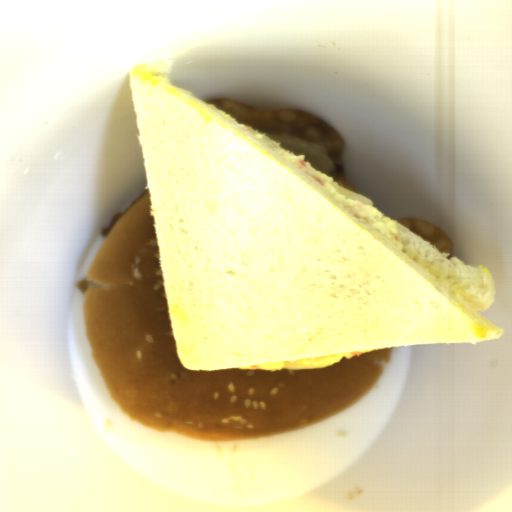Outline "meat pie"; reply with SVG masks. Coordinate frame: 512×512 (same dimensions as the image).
Masks as SVG:
<instances>
[{"label":"meat pie","instance_id":"obj_1","mask_svg":"<svg viewBox=\"0 0 512 512\" xmlns=\"http://www.w3.org/2000/svg\"><path fill=\"white\" fill-rule=\"evenodd\" d=\"M127 212H119L111 221L108 227L104 228L101 232V237L106 240L107 235L111 232V230L117 225V223L123 218V216Z\"/></svg>","mask_w":512,"mask_h":512}]
</instances>
